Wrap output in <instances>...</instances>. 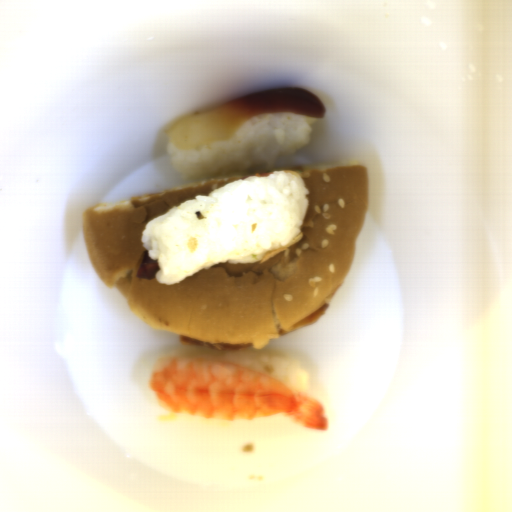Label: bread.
I'll list each match as a JSON object with an SVG mask.
<instances>
[{"label": "bread", "mask_w": 512, "mask_h": 512, "mask_svg": "<svg viewBox=\"0 0 512 512\" xmlns=\"http://www.w3.org/2000/svg\"><path fill=\"white\" fill-rule=\"evenodd\" d=\"M282 170L300 173L310 192L298 239L257 263H219L177 285L137 278L140 236L153 218L229 182ZM367 203L363 165L266 170L98 203L83 211L84 245L100 280L117 288L128 310L151 329L261 350L279 330L291 332L330 302L353 265Z\"/></svg>", "instance_id": "8d2b1439"}]
</instances>
